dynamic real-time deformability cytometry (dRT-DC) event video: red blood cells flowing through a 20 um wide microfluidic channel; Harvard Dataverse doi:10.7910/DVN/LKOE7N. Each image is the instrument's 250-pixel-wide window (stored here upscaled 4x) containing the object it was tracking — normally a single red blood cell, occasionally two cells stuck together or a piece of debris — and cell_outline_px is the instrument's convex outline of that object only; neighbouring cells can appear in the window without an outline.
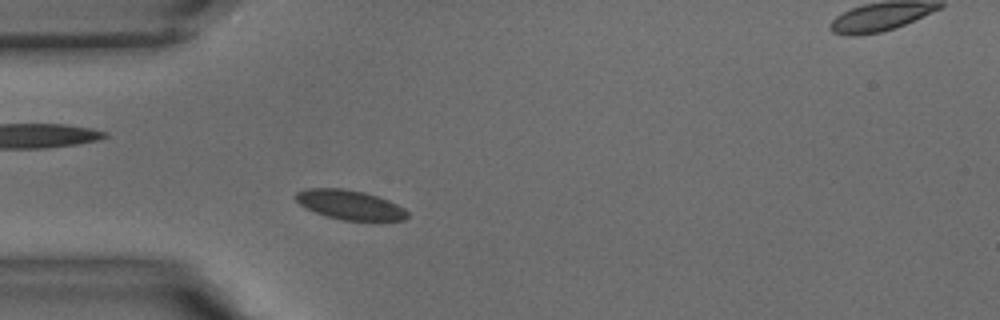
{"species": "common noctule bat (a hibernating species)", "species_latin": "Nyctalus noctula", "temperature_condition": "warm", "stored_images_in_passage": 37, "camera_frame_rate_fps": 3000, "um_per_image_px": 0.085, "animal": {"sex": "male", "body_mass_g": 15.6}, "frame": {"image": 1, "passage_image": 6, "time_ms": 1.667, "image_size_px": [1000, 320], "cell_outline_px": [[408, 216], [404, 220], [376, 224], [372, 224], [344, 220], [328, 216], [316, 212], [300, 204], [296, 200], [296, 192], [304, 188], [340, 188], [364, 192], [388, 200], [404, 208], [408, 212]], "centroid_in_image_um": [29.83, 17.46], "position_along_channel_um": 55.2, "area_um2": 19.77}}
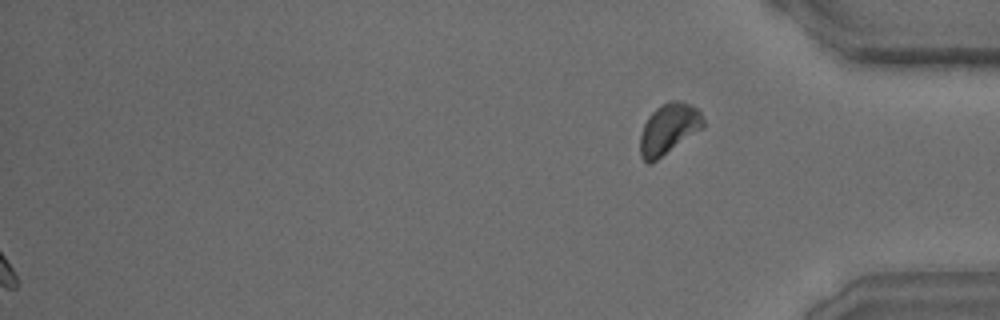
{"frame": {"image": 2, "passage_image": 37, "time_ms": 12.0, "image_size_px": [1000, 320], "cell_outline_px": [[704, 128], [652, 164], [648, 164], [640, 156], [640, 136], [644, 124], [648, 116], [656, 108], [668, 100], [680, 100], [696, 108], [700, 112], [704, 120]], "centroid_in_image_um": [56.84, 10.98], "position_along_channel_um": 378.4, "area_um2": 18.9}}